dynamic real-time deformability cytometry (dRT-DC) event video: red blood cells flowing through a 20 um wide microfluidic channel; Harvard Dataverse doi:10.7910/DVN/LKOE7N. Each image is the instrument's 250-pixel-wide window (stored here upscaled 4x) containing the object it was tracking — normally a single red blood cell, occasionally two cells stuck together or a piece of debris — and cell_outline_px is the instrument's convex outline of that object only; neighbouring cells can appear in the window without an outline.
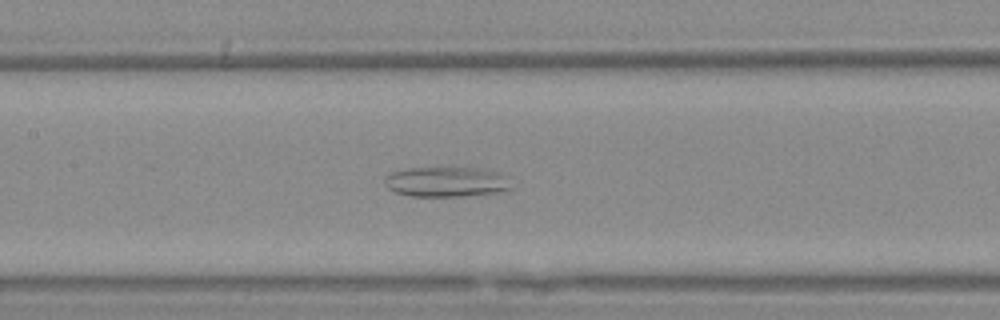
{"species": "Egyptian fruit bat (a non-hibernating species)", "species_latin": "Rousettus aegyptiacus", "temperature_condition": "warm", "stored_images_in_passage": 57, "camera_frame_rate_fps": 3000, "um_per_image_px": 0.085, "animal": {"sex": "female"}, "frame": {"image": 1, "passage_image": 27, "time_ms": 8.667, "image_size_px": [1000, 320], "cell_outline_px": [[512, 188], [500, 192], [464, 196], [412, 196], [396, 192], [388, 188], [384, 180], [384, 176], [388, 172], [408, 168], [480, 168], [512, 176]], "centroid_in_image_um": [38.0, 15.45], "position_along_channel_um": 169.4, "area_um2": 22.54}}
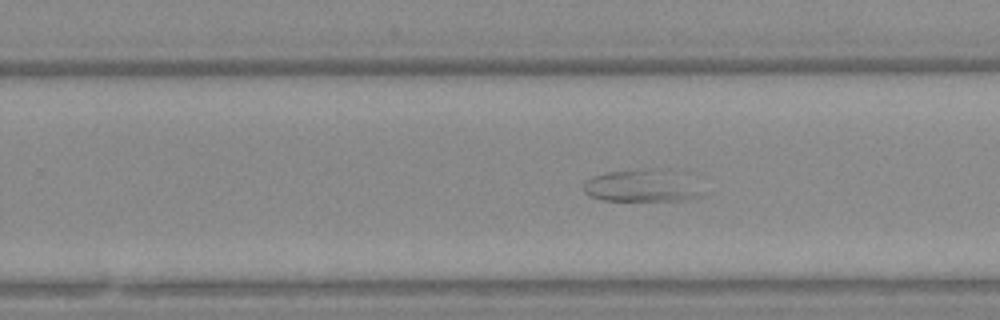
{"frame": {"image": 2, "passage_image": 36, "time_ms": 11.667, "image_size_px": [1000, 320], "cell_outline_px": [[708, 192], [704, 196], [684, 200], [604, 200], [592, 196], [584, 192], [584, 184], [592, 176], [608, 172], [644, 172]], "centroid_in_image_um": [54.25, 15.94], "position_along_channel_um": 275.6, "area_um2": 18.79}}
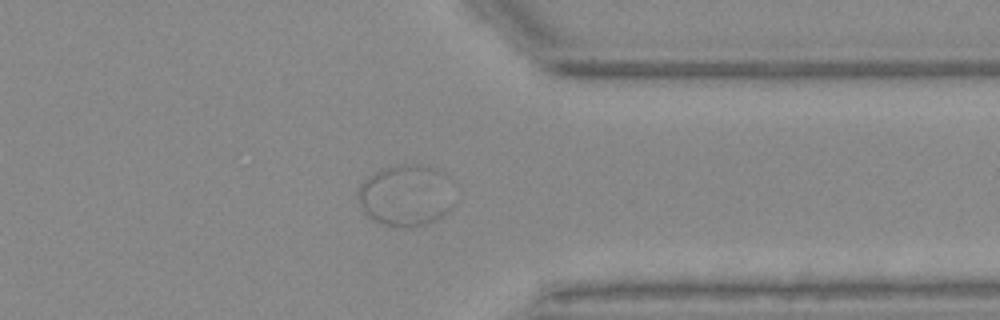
{"frame": {"image": 3, "passage_image": 45, "time_ms": 14.667, "image_size_px": [1000, 320], "cell_outline_px": [[456, 200], [436, 220], [412, 228], [392, 228], [372, 220], [364, 212], [360, 204], [360, 184], [372, 172], [396, 164], [432, 164], [444, 172], [452, 180]], "centroid_in_image_um": [34.56, 16.58], "position_along_channel_um": 376.8, "area_um2": 35.55}}